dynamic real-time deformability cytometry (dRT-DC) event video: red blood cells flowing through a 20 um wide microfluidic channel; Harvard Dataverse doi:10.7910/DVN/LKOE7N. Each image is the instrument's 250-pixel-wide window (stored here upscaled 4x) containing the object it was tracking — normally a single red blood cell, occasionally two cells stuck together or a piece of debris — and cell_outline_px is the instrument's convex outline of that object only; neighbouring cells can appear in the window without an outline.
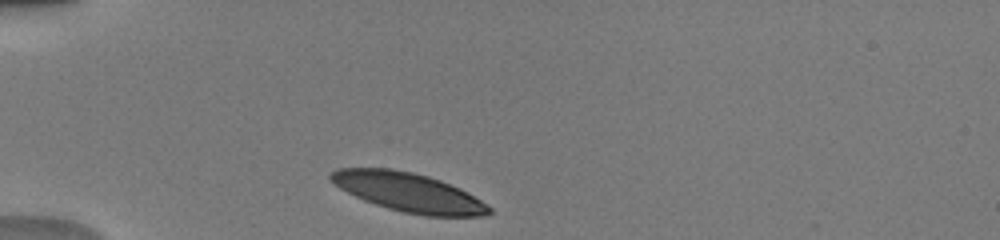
{"species": "human", "species_latin": "Homo sapiens", "temperature_condition": "warm", "stored_images_in_passage": 50, "camera_frame_rate_fps": 3000, "um_per_image_px": 0.085, "donor": {"sex": "male"}, "frame": {"image": 1, "passage_image": 1, "time_ms": 0.0, "image_size_px": [1000, 240], "cell_outline_px": [[492, 212], [484, 216], [424, 216], [404, 212], [388, 208], [364, 200], [340, 188], [328, 176], [336, 168], [388, 168], [412, 172], [428, 176], [440, 180], [468, 192], [492, 208]], "centroid_in_image_um": [34.75, 16.34], "position_along_channel_um": 50.3, "area_um2": 35.6}}
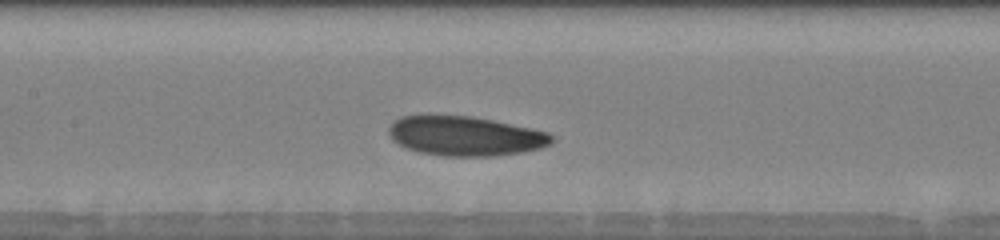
{"frame": {"image": 2, "passage_image": 16, "time_ms": 3.667, "image_size_px": [1000, 240], "cell_outline_px": [[556, 140], [552, 144], [540, 148], [524, 152], [492, 156], [444, 156], [420, 152], [408, 148], [392, 140], [388, 132], [388, 128], [400, 116], [424, 112], [428, 112], [472, 116], [532, 128], [548, 132], [556, 136]], "centroid_in_image_um": [39.54, 11.52], "position_along_channel_um": 167.9, "area_um2": 38.61}}
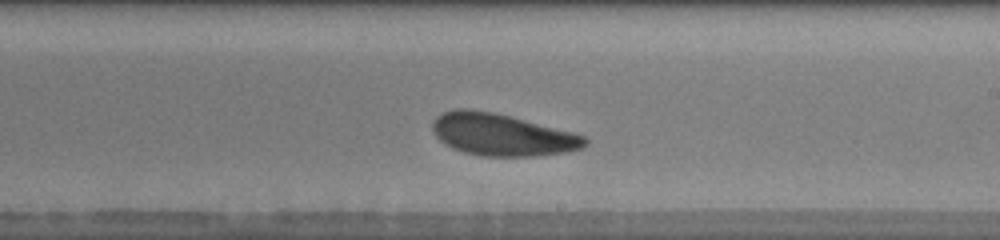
{"frame": {"image": 3, "passage_image": 25, "time_ms": 5.667, "image_size_px": [1000, 240], "cell_outline_px": [[588, 144], [580, 148], [564, 152], [536, 156], [480, 156], [464, 152], [452, 148], [440, 140], [436, 136], [432, 128], [432, 120], [436, 116], [444, 112], [456, 108], [468, 108], [492, 112], [572, 132], [584, 136], [588, 140]], "centroid_in_image_um": [42.62, 11.45], "position_along_channel_um": 246.4, "area_um2": 37.05}, "authors_computed_cell_mechanics": {"area_um2": 37.281, "velocity_mm_per_s": 3.9364, "shape_relaxation_time_tau1_ms": 1.6978, "shape_relaxation_time_tau2_ms": 4.6993, "deformation_change_tau1": 0.0879, "deformation_change_tau2": 0.1408}}